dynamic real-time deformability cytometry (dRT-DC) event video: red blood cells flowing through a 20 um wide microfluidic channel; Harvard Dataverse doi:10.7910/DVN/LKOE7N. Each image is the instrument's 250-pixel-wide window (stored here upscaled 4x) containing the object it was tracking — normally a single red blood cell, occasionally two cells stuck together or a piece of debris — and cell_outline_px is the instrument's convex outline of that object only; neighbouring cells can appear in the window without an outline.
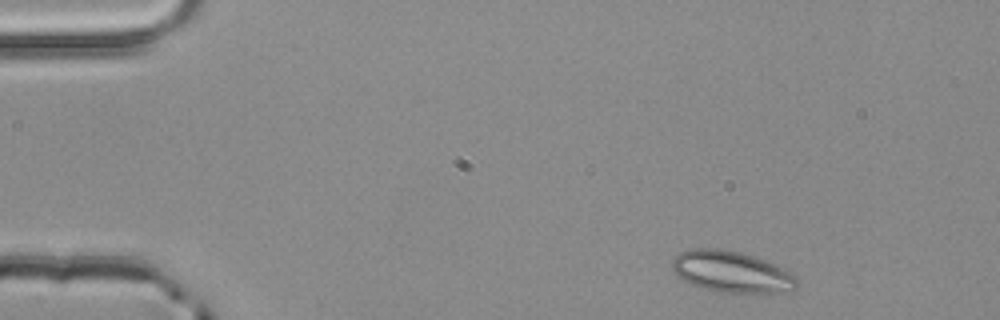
{"species": "common noctule bat (a hibernating species)", "species_latin": "Nyctalus noctula", "temperature_condition": "room temperature", "stored_images_in_passage": 3, "camera_frame_rate_fps": 3000, "um_per_image_px": 0.085, "animal": {"sex": "male", "body_mass_g": 20.4}, "frame": {"image": 1, "passage_image": 1, "time_ms": 0.0, "image_size_px": [1000, 320], "cell_outline_px": [[796, 288], [792, 292], [772, 296], [716, 292], [688, 284], [676, 276], [672, 272], [672, 260], [680, 252], [692, 248], [720, 248], [740, 252], [768, 260], [784, 268], [796, 280]], "centroid_in_image_um": [62.21, 23.16], "position_along_channel_um": 22.8, "area_um2": 31.44}}